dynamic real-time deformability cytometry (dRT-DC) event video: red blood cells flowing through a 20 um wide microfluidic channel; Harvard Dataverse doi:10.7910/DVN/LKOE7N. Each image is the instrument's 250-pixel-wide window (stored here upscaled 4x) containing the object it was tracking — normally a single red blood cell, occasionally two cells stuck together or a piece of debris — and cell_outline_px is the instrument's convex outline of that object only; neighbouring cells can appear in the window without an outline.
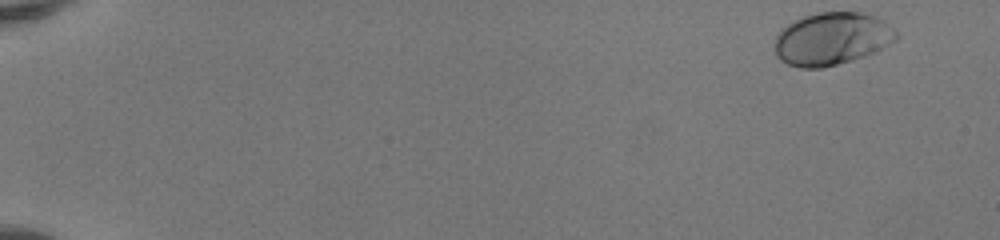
{"species": "human", "species_latin": "Homo sapiens", "temperature_condition": "room temperature", "stored_images_in_passage": 49, "camera_frame_rate_fps": 3000, "um_per_image_px": 0.085, "donor": {"sex": "female"}, "frame": {"image": 1, "passage_image": 1, "time_ms": 0.0, "image_size_px": [1000, 240], "cell_outline_px": [[900, 36], [896, 40], [876, 52], [852, 60], [820, 68], [800, 68], [788, 64], [780, 60], [776, 56], [776, 36], [788, 24], [804, 16], [816, 12], [860, 12], [872, 16], [880, 20], [892, 28]], "centroid_in_image_um": [70.71, 3.31], "position_along_channel_um": 14.3, "area_um2": 36.93}}
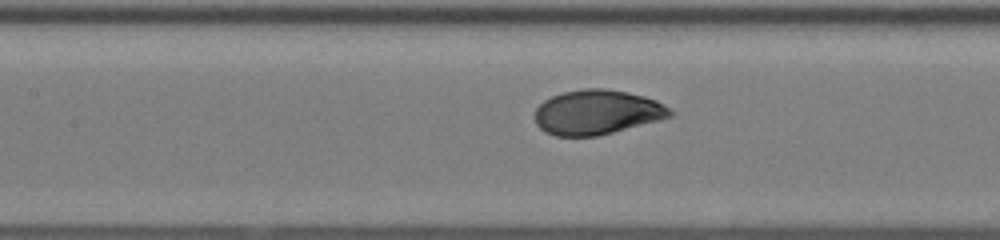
{"frame": {"image": 2, "passage_image": 24, "time_ms": 7.667, "image_size_px": [1000, 240], "cell_outline_px": [[676, 112], [672, 116], [660, 120], [596, 136], [556, 136], [544, 132], [536, 124], [536, 108], [544, 100], [552, 96], [564, 92], [584, 88], [604, 88], [628, 92], [644, 96], [656, 100], [664, 104]], "centroid_in_image_um": [50.77, 9.53], "position_along_channel_um": 156.6, "area_um2": 35.26}}
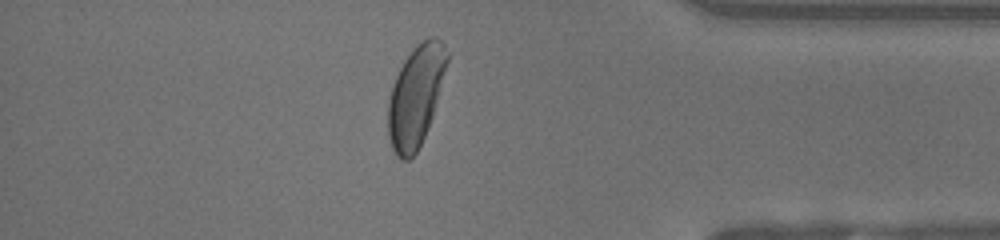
{"frame": {"image": 3, "passage_image": 43, "time_ms": 14.0, "image_size_px": [1000, 240], "cell_outline_px": [[448, 60], [432, 116], [424, 136], [416, 152], [408, 160], [404, 160], [396, 156], [392, 148], [388, 136], [388, 100], [396, 76], [404, 60], [416, 44], [428, 36], [436, 36], [444, 44], [448, 52]], "centroid_in_image_um": [35.33, 8.13], "position_along_channel_um": 399.9, "area_um2": 34.28}, "authors_computed_cell_mechanics": {"area_um2": 35.4314, "velocity_mm_per_s": 4.1385, "shape_relaxation_time_tau1_ms": 2.2106, "shape_relaxation_time_tau2_ms": null, "deformation_change_tau1": 0.1409, "deformation_change_tau2": null}}